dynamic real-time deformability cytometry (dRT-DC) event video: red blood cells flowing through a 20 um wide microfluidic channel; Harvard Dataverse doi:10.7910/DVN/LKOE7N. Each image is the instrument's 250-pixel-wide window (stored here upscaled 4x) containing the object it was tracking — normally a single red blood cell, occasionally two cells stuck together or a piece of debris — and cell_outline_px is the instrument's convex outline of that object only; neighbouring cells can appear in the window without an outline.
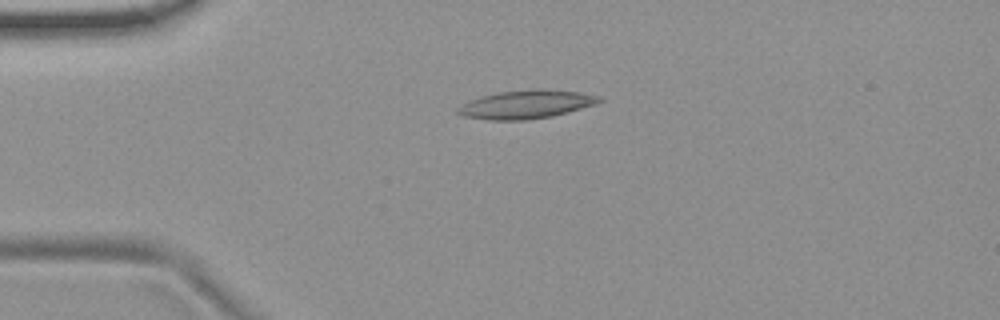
{"species": "common noctule bat (a hibernating species)", "species_latin": "Nyctalus noctula", "temperature_condition": "room temperature", "stored_images_in_passage": 5, "camera_frame_rate_fps": 3000, "um_per_image_px": 0.085, "animal": {"sex": "female", "body_mass_g": 19.9}, "frame": {"image": 1, "passage_image": 3, "time_ms": 0.667, "image_size_px": [1000, 320], "cell_outline_px": [[604, 100], [596, 104], [568, 112], [552, 116], [524, 120], [488, 120], [464, 116], [456, 112], [456, 108], [480, 96], [500, 92], [536, 88], [540, 88], [580, 92], [600, 96]], "centroid_in_image_um": [44.76, 8.87], "position_along_channel_um": 40.2, "area_um2": 23.41}}
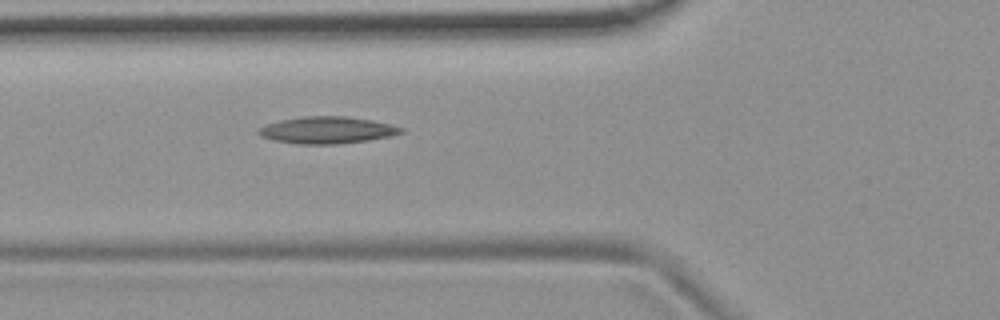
{"frame": {"image": 2, "passage_image": 5, "time_ms": 1.333, "image_size_px": [1000, 320], "cell_outline_px": [[404, 132], [392, 136], [368, 140], [336, 144], [300, 144], [272, 140], [260, 136], [256, 132], [260, 128], [268, 124], [280, 120], [304, 116], [344, 116], [372, 120], [404, 128]], "centroid_in_image_um": [27.8, 11.06], "position_along_channel_um": 98.0, "area_um2": 22.25}}